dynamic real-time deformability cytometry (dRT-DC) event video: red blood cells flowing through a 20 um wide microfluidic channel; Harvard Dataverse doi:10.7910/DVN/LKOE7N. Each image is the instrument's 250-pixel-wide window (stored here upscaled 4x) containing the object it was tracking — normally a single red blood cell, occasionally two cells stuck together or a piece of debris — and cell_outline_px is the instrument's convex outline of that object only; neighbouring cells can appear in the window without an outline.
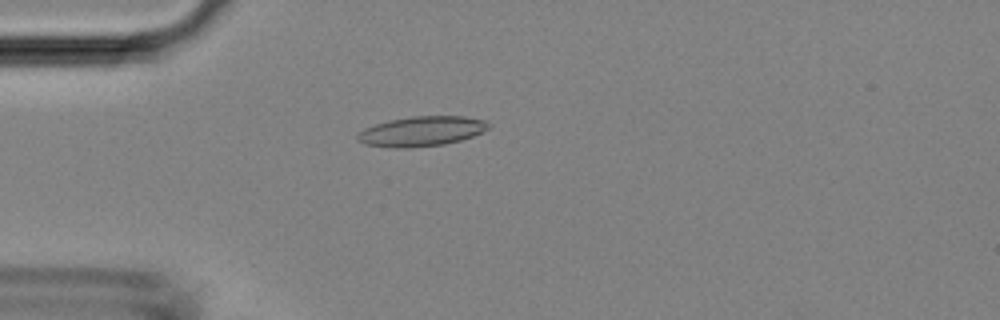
{"species": "Egyptian fruit bat (a non-hibernating species)", "species_latin": "Rousettus aegyptiacus", "temperature_condition": "room temperature", "stored_images_in_passage": 47, "camera_frame_rate_fps": 3000, "um_per_image_px": 0.085, "animal": {"sex": "female"}, "frame": {"image": 1, "passage_image": 13, "time_ms": 4.0, "image_size_px": [1000, 320], "cell_outline_px": [[492, 124], [488, 128], [472, 136], [460, 140], [444, 144], [412, 148], [392, 148], [364, 144], [356, 140], [356, 136], [364, 128], [388, 120], [412, 116], [464, 116], [484, 120]], "centroid_in_image_um": [35.8, 11.16], "position_along_channel_um": 49.2, "area_um2": 22.89}}
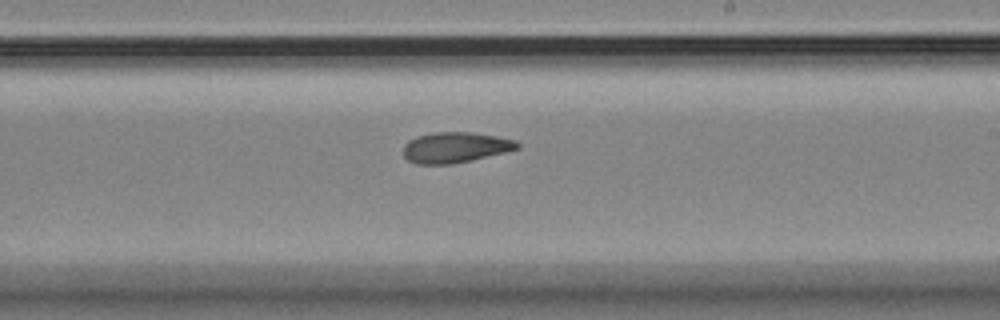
{"frame": {"image": 2, "passage_image": 28, "time_ms": 9.0, "image_size_px": [1000, 320], "cell_outline_px": [[520, 148], [472, 160], [452, 164], [416, 164], [408, 160], [404, 156], [404, 144], [408, 140], [416, 136], [432, 132], [472, 132], [496, 136], [516, 140], [520, 144]], "centroid_in_image_um": [38.68, 12.52], "position_along_channel_um": 250.3, "area_um2": 20.4}}
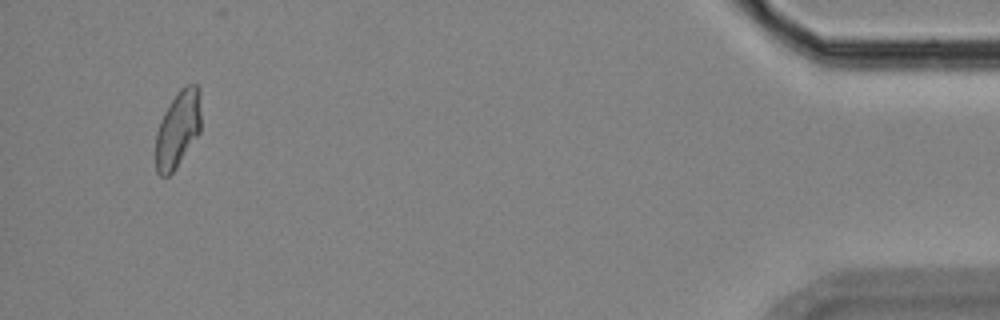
{"frame": {"image": 3, "passage_image": 45, "time_ms": 14.667, "image_size_px": [1000, 320], "cell_outline_px": [[200, 132], [176, 168], [168, 176], [160, 176], [156, 172], [156, 132], [160, 120], [164, 112], [176, 92], [180, 88], [188, 84], [196, 84], [200, 88]], "centroid_in_image_um": [15.12, 10.96], "position_along_channel_um": 420.1, "area_um2": 20.4}}